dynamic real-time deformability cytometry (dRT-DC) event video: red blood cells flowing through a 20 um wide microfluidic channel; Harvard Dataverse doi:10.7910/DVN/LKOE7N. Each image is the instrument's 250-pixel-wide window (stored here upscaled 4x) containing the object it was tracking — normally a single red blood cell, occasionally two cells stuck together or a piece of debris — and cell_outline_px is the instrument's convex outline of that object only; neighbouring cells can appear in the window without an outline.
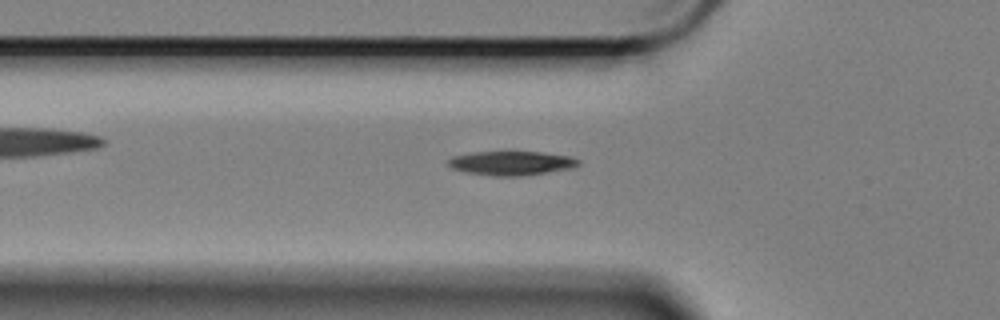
{"species": "Egyptian fruit bat (a non-hibernating species)", "species_latin": "Rousettus aegyptiacus", "temperature_condition": "cold", "stored_images_in_passage": 39, "camera_frame_rate_fps": 3000, "um_per_image_px": 0.085, "animal": {"sex": "female"}, "frame": {"image": 1, "passage_image": 2, "time_ms": 0.333, "image_size_px": [1000, 320], "cell_outline_px": [[580, 164], [576, 168], [524, 176], [492, 176], [464, 172], [448, 168], [444, 164], [452, 156], [476, 152], [540, 152], [572, 156], [580, 160]], "centroid_in_image_um": [43.46, 13.88], "position_along_channel_um": 82.3, "area_um2": 18.79}}
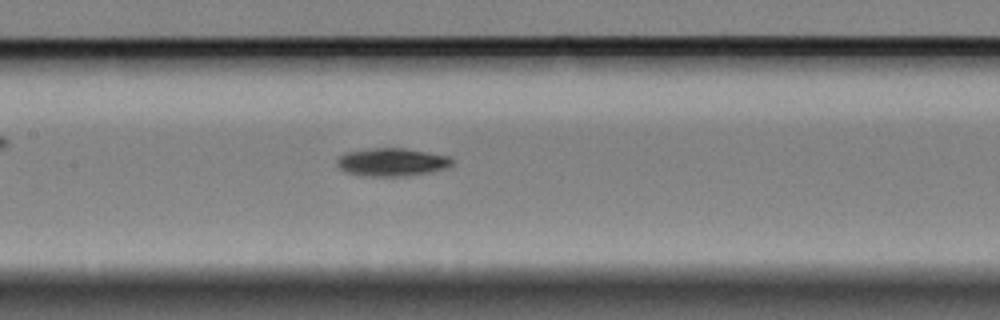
{"frame": {"image": 2, "passage_image": 10, "time_ms": 3.0, "image_size_px": [1000, 320], "cell_outline_px": [[452, 164], [444, 168], [428, 172], [404, 176], [368, 176], [348, 172], [340, 168], [336, 164], [336, 160], [340, 156], [348, 152], [372, 148], [404, 148], [448, 156], [452, 160]], "centroid_in_image_um": [33.28, 13.77], "position_along_channel_um": 174.1, "area_um2": 18.38}}
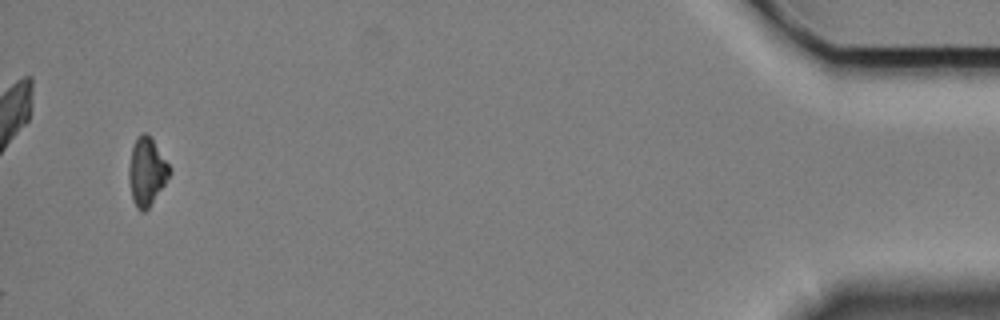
{"frame": {"image": 3, "passage_image": 39, "time_ms": 12.667, "image_size_px": [1000, 320], "cell_outline_px": [[172, 172], [148, 208], [144, 212], [140, 212], [136, 208], [132, 200], [128, 176], [128, 168], [132, 148], [136, 136], [144, 132], [152, 140], [172, 168]], "centroid_in_image_um": [12.46, 14.61], "position_along_channel_um": 422.7, "area_um2": 16.01}}